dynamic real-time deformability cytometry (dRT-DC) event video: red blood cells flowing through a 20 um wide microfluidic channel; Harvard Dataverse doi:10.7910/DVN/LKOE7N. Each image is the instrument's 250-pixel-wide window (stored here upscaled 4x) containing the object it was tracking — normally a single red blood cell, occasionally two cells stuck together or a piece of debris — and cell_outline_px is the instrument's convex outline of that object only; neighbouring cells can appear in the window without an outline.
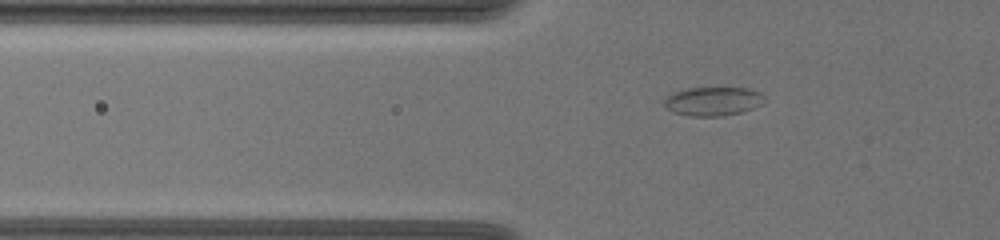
{"species": "common noctule bat (a hibernating species)", "species_latin": "Nyctalus noctula", "temperature_condition": "warm", "stored_images_in_passage": 44, "camera_frame_rate_fps": 3000, "um_per_image_px": 0.085, "animal": {"sex": "female", "body_mass_g": 19.5, "forearm_length_mm": 54.1}, "frame": {"image": 1, "passage_image": 5, "time_ms": 1.333, "image_size_px": [1000, 240], "cell_outline_px": [[764, 96], [760, 104], [752, 108], [740, 112], [720, 116], [688, 116], [672, 112], [664, 104], [664, 100], [668, 96], [676, 92], [688, 88], [748, 88], [760, 92]], "centroid_in_image_um": [60.59, 8.61], "position_along_channel_um": 65.2, "area_um2": 16.53}}
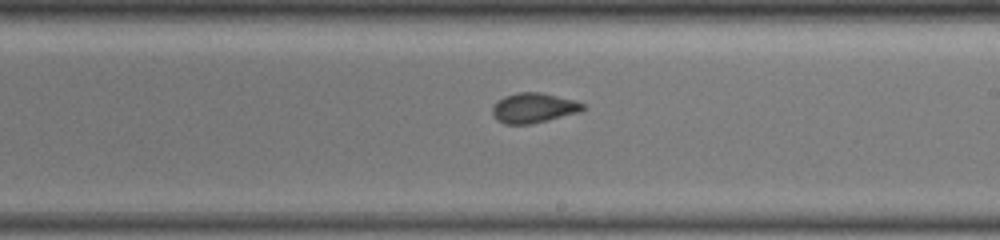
{"frame": {"image": 2, "passage_image": 21, "time_ms": 6.667, "image_size_px": [1000, 240], "cell_outline_px": [[584, 108], [580, 112], [548, 120], [528, 124], [504, 124], [496, 120], [492, 112], [492, 108], [504, 96], [516, 92], [540, 92], [576, 100], [584, 104]], "centroid_in_image_um": [45.36, 9.17], "position_along_channel_um": 243.6, "area_um2": 15.72}}
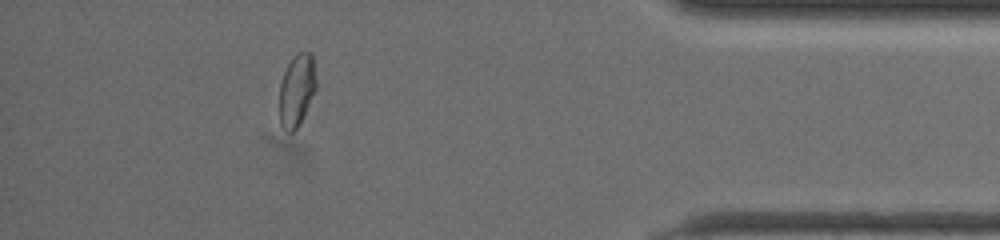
{"frame": {"image": 3, "passage_image": 38, "time_ms": 12.333, "image_size_px": [1000, 240], "cell_outline_px": [[316, 88], [300, 124], [292, 132], [288, 132], [280, 124], [280, 84], [284, 72], [292, 56], [296, 52], [312, 52], [316, 80]], "centroid_in_image_um": [25.23, 7.63], "position_along_channel_um": 410.0, "area_um2": 15.43}}